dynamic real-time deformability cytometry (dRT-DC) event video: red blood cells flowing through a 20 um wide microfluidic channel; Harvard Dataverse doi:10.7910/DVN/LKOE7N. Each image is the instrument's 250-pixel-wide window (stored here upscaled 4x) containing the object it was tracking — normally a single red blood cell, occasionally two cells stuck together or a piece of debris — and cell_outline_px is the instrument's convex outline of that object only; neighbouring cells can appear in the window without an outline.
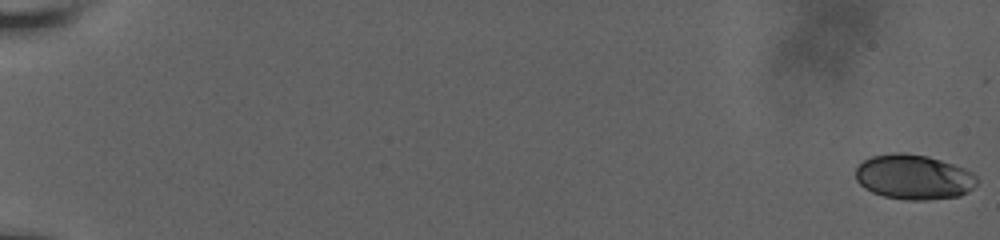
{"species": "human", "species_latin": "Homo sapiens", "temperature_condition": "room temperature", "stored_images_in_passage": 59, "camera_frame_rate_fps": 3000, "um_per_image_px": 0.085, "donor": {"sex": "male"}, "frame": {"image": 1, "passage_image": 1, "time_ms": 0.0, "image_size_px": [1000, 240], "cell_outline_px": [[976, 184], [968, 192], [960, 196], [928, 200], [904, 200], [884, 196], [872, 192], [864, 188], [856, 180], [856, 168], [864, 160], [872, 156], [892, 152], [904, 152], [928, 156], [964, 168], [972, 172], [976, 176]], "centroid_in_image_um": [77.65, 15.05], "position_along_channel_um": 7.3, "area_um2": 31.85}}
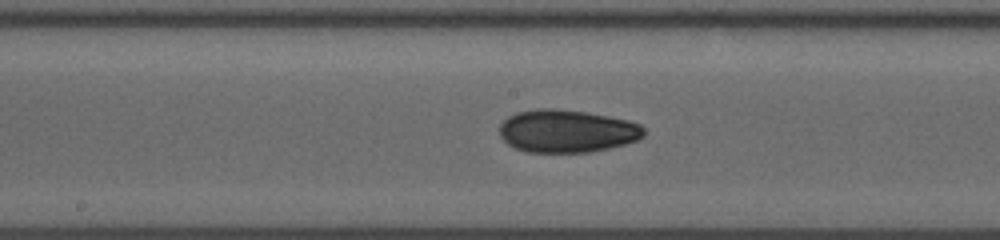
{"frame": {"image": 2, "passage_image": 34, "time_ms": 11.0, "image_size_px": [1000, 240], "cell_outline_px": [[644, 136], [636, 140], [624, 144], [608, 148], [588, 152], [528, 152], [516, 148], [508, 144], [500, 136], [500, 124], [508, 116], [516, 112], [536, 108], [556, 108], [588, 112], [628, 120], [640, 124], [644, 128]], "centroid_in_image_um": [48.17, 11.13], "position_along_channel_um": 200.0, "area_um2": 36.07}}
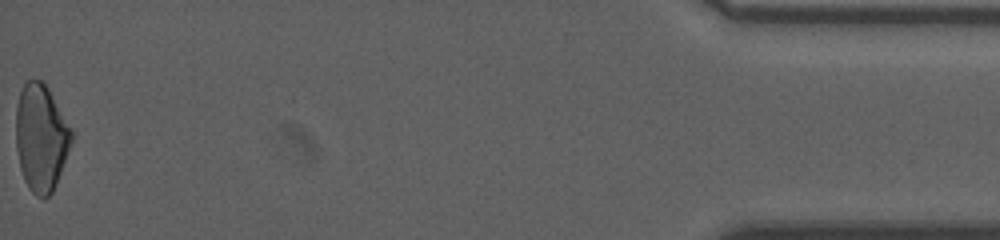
{"frame": {"image": 3, "passage_image": 59, "time_ms": 19.333, "image_size_px": [1000, 240], "cell_outline_px": [[72, 140], [56, 184], [52, 192], [48, 196], [36, 196], [28, 188], [24, 180], [20, 168], [16, 148], [16, 104], [20, 92], [24, 84], [28, 80], [40, 80], [48, 88], [72, 132]], "centroid_in_image_um": [3.45, 11.71], "position_along_channel_um": 431.7, "area_um2": 34.16}, "authors_computed_cell_mechanics": {"area_um2": 34.0442, "velocity_mm_per_s": 3.8222, "shape_relaxation_time_tau1_ms": null, "shape_relaxation_time_tau2_ms": 4.2008, "deformation_change_tau1": null, "deformation_change_tau2": 0.0873}}